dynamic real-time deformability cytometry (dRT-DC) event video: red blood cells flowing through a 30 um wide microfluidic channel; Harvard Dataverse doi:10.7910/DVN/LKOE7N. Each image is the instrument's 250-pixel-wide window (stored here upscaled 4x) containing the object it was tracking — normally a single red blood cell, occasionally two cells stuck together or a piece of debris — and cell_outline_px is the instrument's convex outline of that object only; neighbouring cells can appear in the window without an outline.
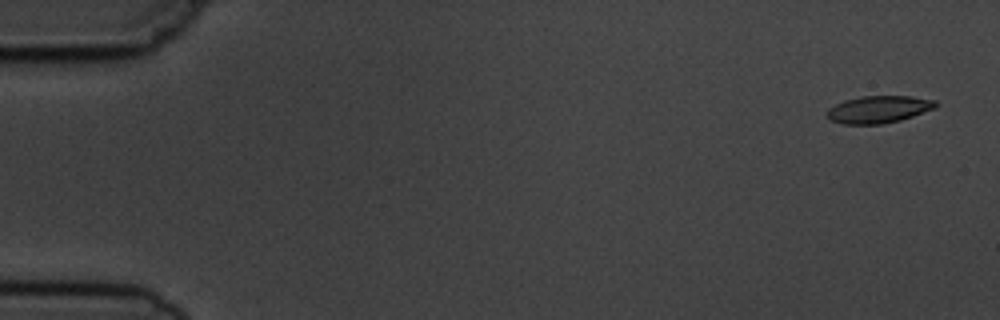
{"species": "common noctule bat (a hibernating species)", "species_latin": "Nyctalus noctula", "temperature_condition": "cold", "stored_images_in_passage": 5, "camera_frame_rate_fps": 3000, "um_per_image_px": 0.085, "animal": {"sex": "male", "body_mass_g": 19.5, "forearm_length_mm": 54.6}, "frame": {"image": 1, "passage_image": 1, "time_ms": 0.0, "image_size_px": [1000, 320], "cell_outline_px": [[940, 104], [936, 108], [900, 120], [880, 124], [844, 124], [832, 120], [828, 116], [828, 108], [844, 100], [860, 96], [912, 96], [936, 100]], "centroid_in_image_um": [74.74, 9.28], "position_along_channel_um": 10.3, "area_um2": 17.22}}
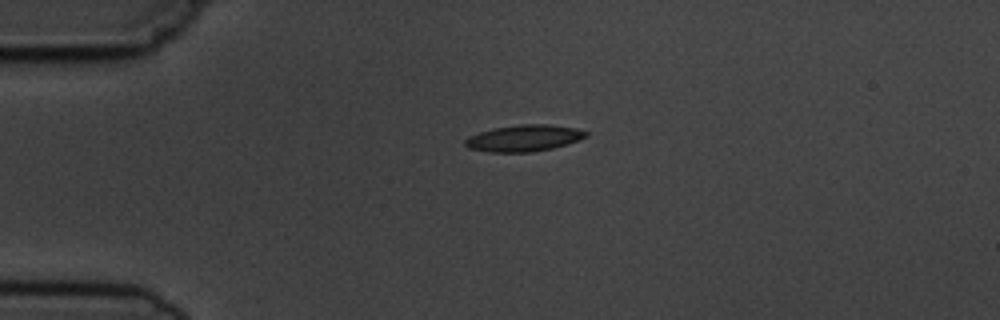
{"frame": {"image": 2, "passage_image": 4, "time_ms": 3.667, "image_size_px": [1000, 320], "cell_outline_px": [[588, 136], [580, 140], [552, 148], [532, 152], [488, 152], [468, 148], [464, 144], [464, 140], [468, 136], [492, 128], [520, 124], [548, 124], [576, 128], [588, 132]], "centroid_in_image_um": [44.52, 11.74], "position_along_channel_um": 40.5, "area_um2": 18.79}}